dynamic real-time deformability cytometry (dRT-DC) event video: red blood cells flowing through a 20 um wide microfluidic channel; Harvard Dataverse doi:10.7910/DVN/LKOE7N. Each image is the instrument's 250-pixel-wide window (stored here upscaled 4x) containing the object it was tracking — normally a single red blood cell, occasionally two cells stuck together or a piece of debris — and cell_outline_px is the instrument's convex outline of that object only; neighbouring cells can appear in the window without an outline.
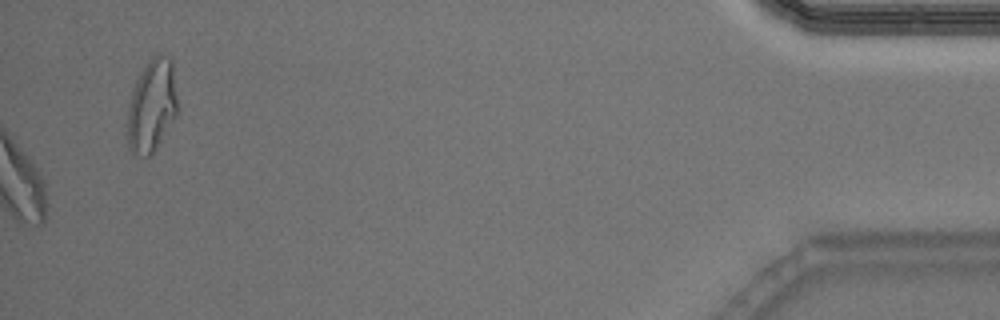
{"species": "Egyptian fruit bat (a non-hibernating species)", "species_latin": "Rousettus aegyptiacus", "temperature_condition": "warm", "stored_images_in_passage": 36, "camera_frame_rate_fps": 3000, "um_per_image_px": 0.085, "animal": {"sex": "male"}, "frame": {"image": 1, "passage_image": 36, "time_ms": 11.667, "image_size_px": [1000, 320], "cell_outline_px": [[176, 116], [156, 148], [148, 156], [132, 156], [128, 148], [128, 104], [132, 88], [140, 72], [148, 60], [156, 52], [168, 56], [172, 60], [176, 96]], "centroid_in_image_um": [12.88, 8.97], "position_along_channel_um": 422.3, "area_um2": 27.22}, "authors_computed_cell_mechanics": {"area_um2": 19.941, "velocity_mm_per_s": 4.0316, "shape_relaxation_time_tau1_ms": 3.1754, "shape_relaxation_time_tau2_ms": 2.1241, "deformation_change_tau1": 0.1405, "deformation_change_tau2": 0.093}}